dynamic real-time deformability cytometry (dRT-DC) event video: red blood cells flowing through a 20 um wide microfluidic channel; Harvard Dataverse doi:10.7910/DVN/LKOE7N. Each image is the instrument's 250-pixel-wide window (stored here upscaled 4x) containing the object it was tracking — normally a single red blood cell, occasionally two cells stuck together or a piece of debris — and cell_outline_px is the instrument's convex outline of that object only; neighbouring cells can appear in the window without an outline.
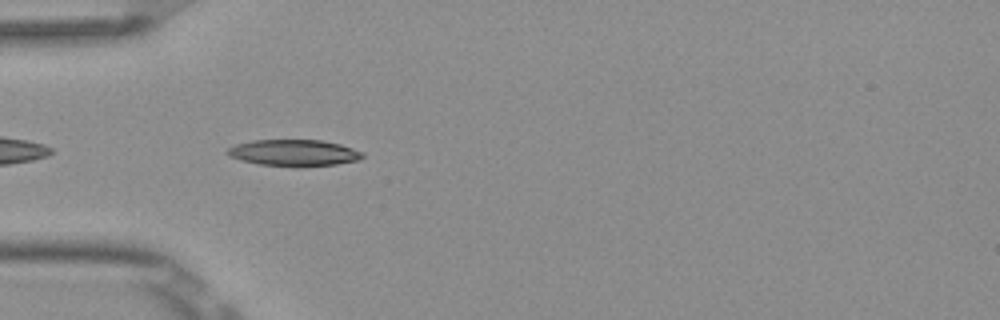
{"species": "Egyptian fruit bat (a non-hibernating species)", "species_latin": "Rousettus aegyptiacus", "temperature_condition": "room temperature", "stored_images_in_passage": 9, "camera_frame_rate_fps": 3000, "um_per_image_px": 0.085, "frame": {"image": 1, "passage_image": 4, "time_ms": 1.0, "image_size_px": [1000, 320], "cell_outline_px": [[364, 156], [356, 160], [336, 164], [300, 168], [260, 164], [240, 160], [228, 156], [224, 152], [228, 148], [236, 144], [252, 140], [320, 140], [340, 144], [364, 152]], "centroid_in_image_um": [24.95, 13.0], "position_along_channel_um": 60.1, "area_um2": 21.1}}
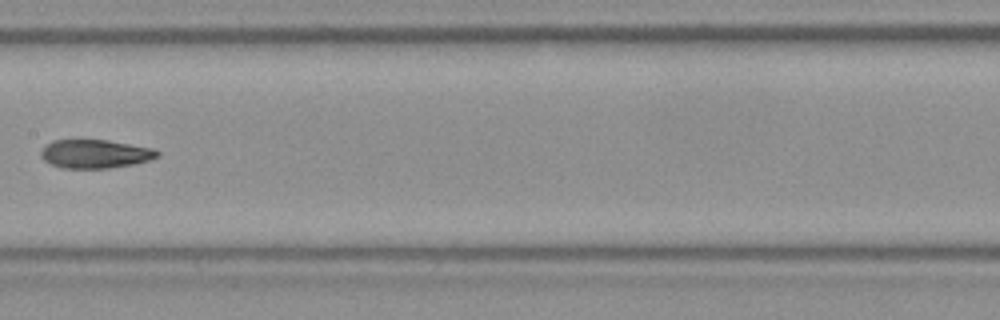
{"frame": {"image": 2, "passage_image": 7, "time_ms": 2.0, "image_size_px": [1000, 320], "cell_outline_px": [[160, 156], [148, 160], [132, 164], [108, 168], [64, 168], [52, 164], [44, 160], [40, 156], [40, 152], [44, 144], [52, 140], [108, 140], [152, 148], [160, 152]], "centroid_in_image_um": [8.05, 13.07], "position_along_channel_um": 199.3, "area_um2": 19.36}}
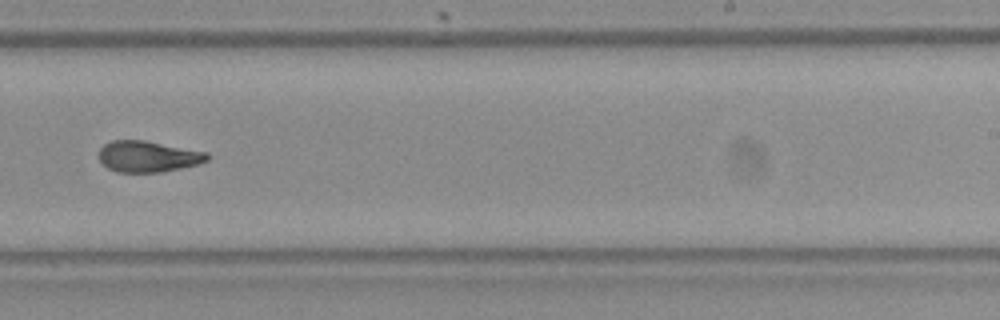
{"frame": {"image": 3, "passage_image": 9, "time_ms": 2.667, "image_size_px": [1000, 320], "cell_outline_px": [[212, 156], [208, 160], [200, 164], [160, 172], [116, 172], [108, 168], [100, 160], [100, 148], [104, 144], [112, 140], [144, 140], [208, 152]], "centroid_in_image_um": [12.62, 13.3], "position_along_channel_um": 276.4, "area_um2": 19.71}}